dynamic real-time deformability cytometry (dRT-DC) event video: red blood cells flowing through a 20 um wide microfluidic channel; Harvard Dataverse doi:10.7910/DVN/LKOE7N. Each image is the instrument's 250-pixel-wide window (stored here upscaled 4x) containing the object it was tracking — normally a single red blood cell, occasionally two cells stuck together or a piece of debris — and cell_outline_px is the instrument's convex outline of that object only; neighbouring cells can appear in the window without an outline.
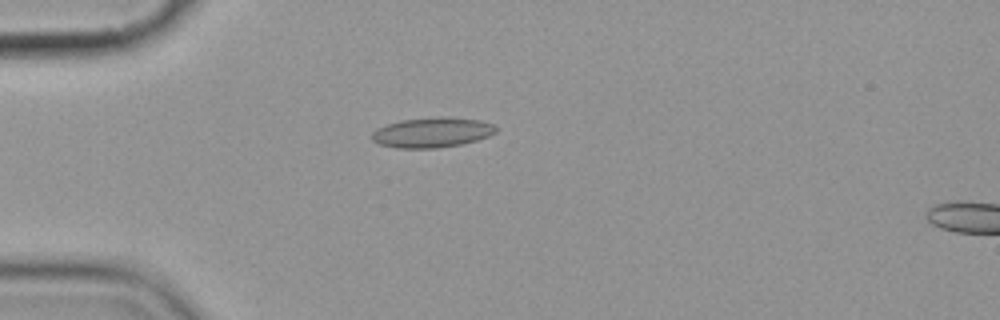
{"species": "common noctule bat (a hibernating species)", "species_latin": "Nyctalus noctula", "temperature_condition": "cold", "stored_images_in_passage": 7, "camera_frame_rate_fps": 3000, "um_per_image_px": 0.085, "animal": {"sex": "female", "body_mass_g": 19.9}, "frame": {"image": 1, "passage_image": 1, "time_ms": 0.0, "image_size_px": [1000, 320], "cell_outline_px": [[496, 132], [488, 136], [476, 140], [460, 144], [436, 148], [396, 148], [380, 144], [372, 140], [372, 132], [376, 128], [400, 120], [440, 116], [480, 120], [496, 124]], "centroid_in_image_um": [36.73, 11.25], "position_along_channel_um": 48.3, "area_um2": 21.73}}
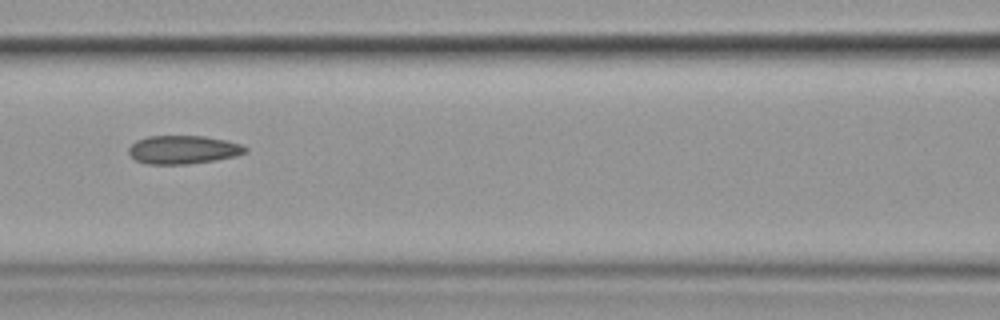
{"frame": {"image": 2, "passage_image": 4, "time_ms": 3.333, "image_size_px": [1000, 320], "cell_outline_px": [[248, 152], [236, 156], [216, 160], [188, 164], [148, 164], [136, 160], [128, 152], [128, 148], [136, 140], [148, 136], [204, 136], [228, 140], [240, 144], [248, 148]], "centroid_in_image_um": [15.6, 12.72], "position_along_channel_um": 151.0, "area_um2": 19.42}}
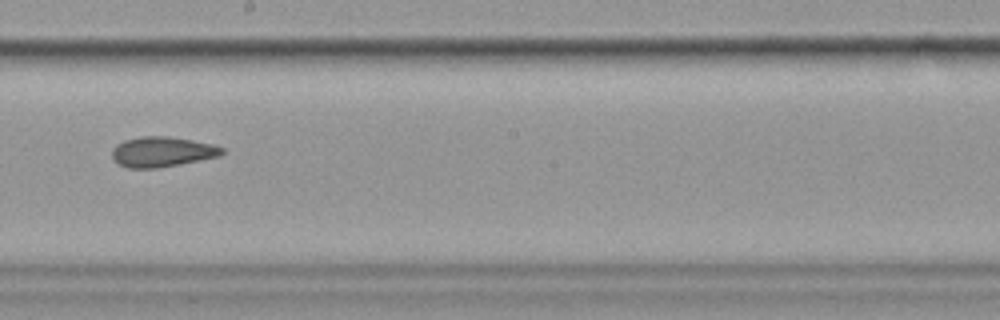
{"frame": {"image": 3, "passage_image": 6, "time_ms": 5.667, "image_size_px": [1000, 320], "cell_outline_px": [[224, 152], [220, 156], [180, 164], [156, 168], [128, 168], [116, 164], [112, 156], [112, 148], [116, 144], [124, 140], [140, 136], [168, 136], [192, 140], [212, 144], [224, 148]], "centroid_in_image_um": [13.75, 12.9], "position_along_channel_um": 234.5, "area_um2": 19.48}}